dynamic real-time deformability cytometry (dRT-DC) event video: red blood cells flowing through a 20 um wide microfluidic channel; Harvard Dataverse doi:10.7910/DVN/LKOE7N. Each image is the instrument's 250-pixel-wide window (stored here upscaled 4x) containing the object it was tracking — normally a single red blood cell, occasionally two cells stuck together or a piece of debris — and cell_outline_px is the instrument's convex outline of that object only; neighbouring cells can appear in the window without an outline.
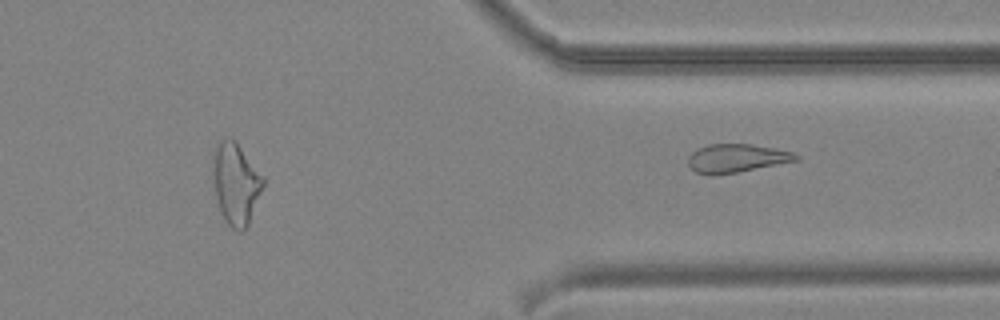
{"species": "common noctule bat (a hibernating species)", "species_latin": "Nyctalus noctula", "temperature_condition": "cold", "stored_images_in_passage": 35, "segment_of_instrument_passage": [2, 2], "camera_frame_rate_fps": 3000, "um_per_image_px": 0.085, "animal": {"sex": "male", "body_mass_g": 19.2, "forearm_length_mm": 51.8}, "frame": {"image": 1, "passage_image": 35, "time_ms": 11.333, "image_size_px": [1000, 320], "cell_outline_px": [[800, 160], [736, 172], [712, 176], [696, 172], [688, 164], [688, 156], [696, 148], [708, 144], [752, 144], [776, 148], [792, 152], [800, 156]], "centroid_in_image_um": [62.6, 13.44], "position_along_channel_um": 348.8, "area_um2": 17.98}}